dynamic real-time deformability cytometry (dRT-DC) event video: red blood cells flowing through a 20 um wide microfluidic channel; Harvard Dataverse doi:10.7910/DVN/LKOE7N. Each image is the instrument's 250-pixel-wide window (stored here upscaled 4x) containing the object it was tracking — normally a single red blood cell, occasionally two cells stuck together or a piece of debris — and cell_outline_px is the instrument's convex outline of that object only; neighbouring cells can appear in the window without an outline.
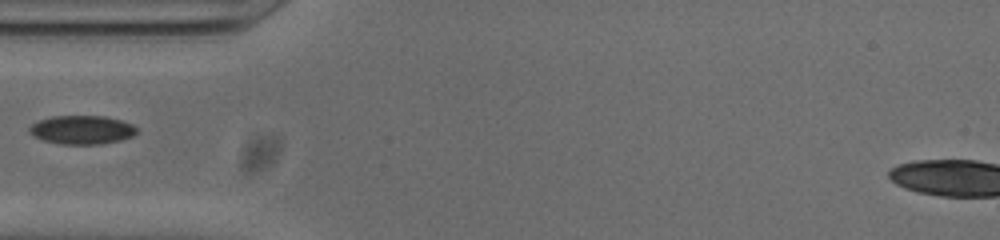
{"species": "common noctule bat (a hibernating species)", "species_latin": "Nyctalus noctula", "temperature_condition": "cold", "stored_images_in_passage": 39, "segment_of_instrument_passage": [1, 2], "camera_frame_rate_fps": 3000, "um_per_image_px": 0.085, "animal": {"sex": "male", "body_mass_g": 20.0, "forearm_length_mm": 53.3}, "frame": {"image": 1, "passage_image": 1, "time_ms": 0.0, "image_size_px": [1000, 240], "cell_outline_px": [[136, 132], [132, 136], [120, 140], [100, 144], [64, 144], [44, 140], [28, 132], [28, 128], [32, 124], [40, 120], [52, 116], [104, 116], [120, 120], [132, 124], [136, 128]], "centroid_in_image_um": [6.96, 11.03], "position_along_channel_um": 78.0, "area_um2": 17.69}}
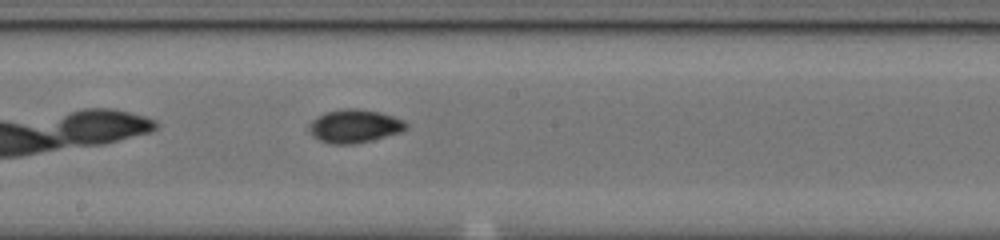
{"frame": {"image": 2, "passage_image": 12, "time_ms": 3.667, "image_size_px": [1000, 240], "cell_outline_px": [[408, 128], [400, 132], [372, 140], [352, 144], [328, 144], [312, 136], [308, 132], [308, 124], [316, 116], [324, 112], [340, 108], [356, 108], [380, 112], [404, 120], [408, 124]], "centroid_in_image_um": [30.08, 10.71], "position_along_channel_um": 218.1, "area_um2": 19.13}}
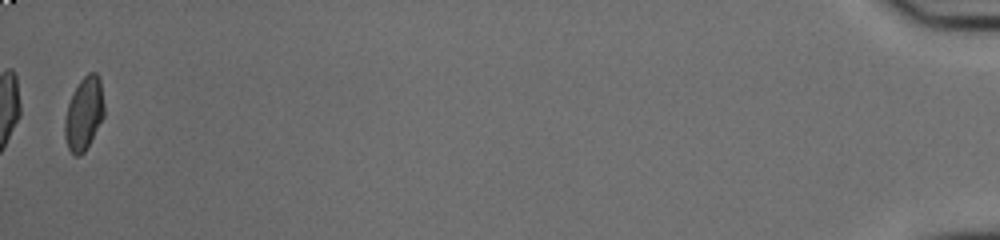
{"frame": {"image": 3, "passage_image": 37, "time_ms": 12.0, "image_size_px": [1000, 240], "cell_outline_px": [[104, 116], [84, 152], [80, 156], [76, 156], [68, 148], [64, 136], [64, 120], [68, 104], [80, 80], [88, 72], [96, 72], [100, 80], [104, 104]], "centroid_in_image_um": [7.13, 9.66], "position_along_channel_um": 428.1, "area_um2": 16.59}}